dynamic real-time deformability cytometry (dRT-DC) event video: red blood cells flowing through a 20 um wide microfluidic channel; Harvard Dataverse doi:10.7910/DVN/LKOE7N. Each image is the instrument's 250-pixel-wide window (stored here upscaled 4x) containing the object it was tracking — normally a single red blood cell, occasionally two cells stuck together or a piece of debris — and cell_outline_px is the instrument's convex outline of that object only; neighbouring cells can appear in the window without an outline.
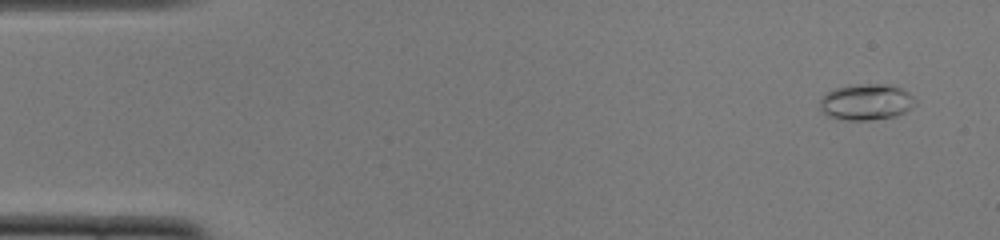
{"species": "common noctule bat (a hibernating species)", "species_latin": "Nyctalus noctula", "temperature_condition": "cold", "stored_images_in_passage": 51, "camera_frame_rate_fps": 3000, "um_per_image_px": 0.085, "animal": {"sex": "female", "body_mass_g": 22.0, "forearm_length_mm": 56.7}, "frame": {"image": 1, "passage_image": 3, "time_ms": 0.667, "image_size_px": [1000, 240], "cell_outline_px": [[916, 104], [912, 108], [904, 112], [892, 116], [872, 120], [844, 120], [828, 116], [820, 112], [820, 100], [832, 88], [848, 84], [884, 84], [900, 88], [908, 92], [916, 100]], "centroid_in_image_um": [73.59, 8.66], "position_along_channel_um": 11.4, "area_um2": 20.23}}
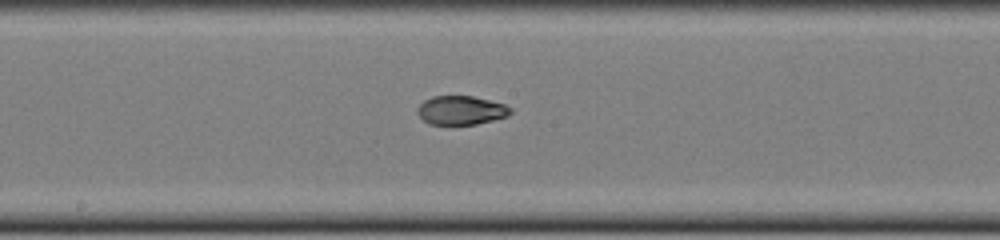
{"frame": {"image": 2, "passage_image": 27, "time_ms": 8.667, "image_size_px": [1000, 240], "cell_outline_px": [[512, 112], [508, 116], [476, 124], [428, 124], [416, 112], [416, 108], [424, 100], [432, 96], [472, 96], [504, 104], [512, 108]], "centroid_in_image_um": [39.17, 9.37], "position_along_channel_um": 209.0, "area_um2": 15.61}}
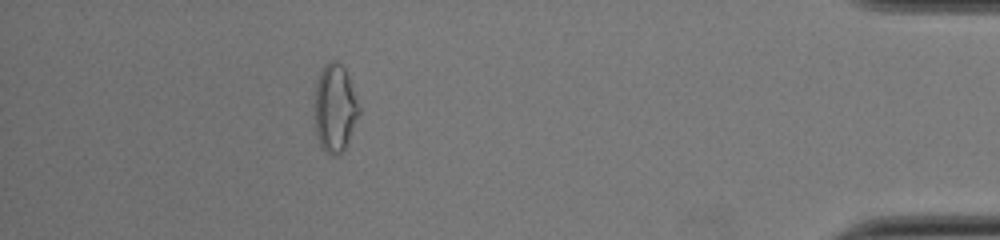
{"frame": {"image": 3, "passage_image": 46, "time_ms": 15.0, "image_size_px": [1000, 240], "cell_outline_px": [[360, 112], [344, 148], [340, 156], [328, 152], [320, 144], [316, 136], [316, 80], [324, 64], [328, 60], [336, 60], [344, 68], [348, 76], [360, 108]], "centroid_in_image_um": [28.47, 9.14], "position_along_channel_um": 406.7, "area_um2": 22.2}, "authors_computed_cell_mechanics": {"area_um2": 17.1666, "velocity_mm_per_s": 3.9156, "shape_relaxation_time_tau1_ms": null, "shape_relaxation_time_tau2_ms": 1.2919, "deformation_change_tau1": null, "deformation_change_tau2": 0.0521}}